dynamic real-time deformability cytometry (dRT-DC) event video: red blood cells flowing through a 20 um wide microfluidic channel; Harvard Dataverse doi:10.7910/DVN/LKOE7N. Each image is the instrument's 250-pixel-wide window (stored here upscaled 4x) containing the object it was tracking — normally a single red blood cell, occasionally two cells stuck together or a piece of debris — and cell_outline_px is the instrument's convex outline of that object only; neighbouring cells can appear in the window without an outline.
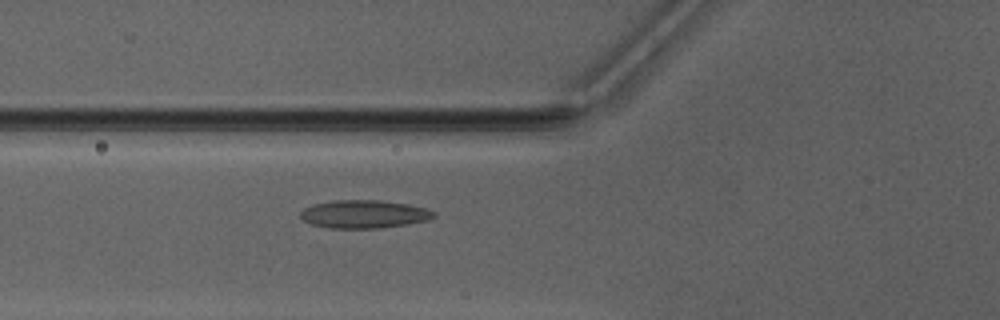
{"species": "Egyptian fruit bat (a non-hibernating species)", "species_latin": "Rousettus aegyptiacus", "temperature_condition": "warm", "stored_images_in_passage": 31, "camera_frame_rate_fps": 3000, "um_per_image_px": 0.085, "animal": {"sex": "male"}, "frame": {"image": 1, "passage_image": 7, "time_ms": 2.0, "image_size_px": [1000, 320], "cell_outline_px": [[436, 216], [428, 220], [408, 224], [380, 228], [328, 228], [312, 224], [304, 220], [300, 216], [300, 212], [304, 208], [312, 204], [332, 200], [380, 200], [408, 204], [428, 208], [436, 212]], "centroid_in_image_um": [30.96, 18.19], "position_along_channel_um": 94.8, "area_um2": 22.02}}
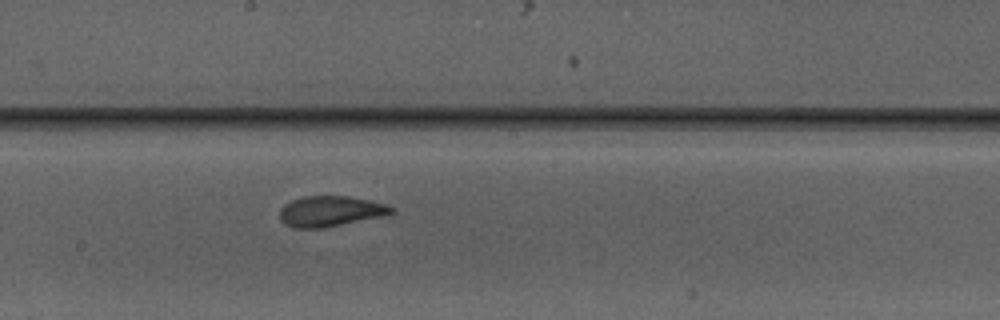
{"frame": {"image": 2, "passage_image": 16, "time_ms": 5.0, "image_size_px": [1000, 320], "cell_outline_px": [[396, 212], [380, 216], [324, 228], [296, 228], [284, 224], [280, 220], [280, 208], [284, 204], [292, 200], [304, 196], [348, 196], [388, 204], [396, 208]], "centroid_in_image_um": [28.08, 17.95], "position_along_channel_um": 220.1, "area_um2": 19.88}}
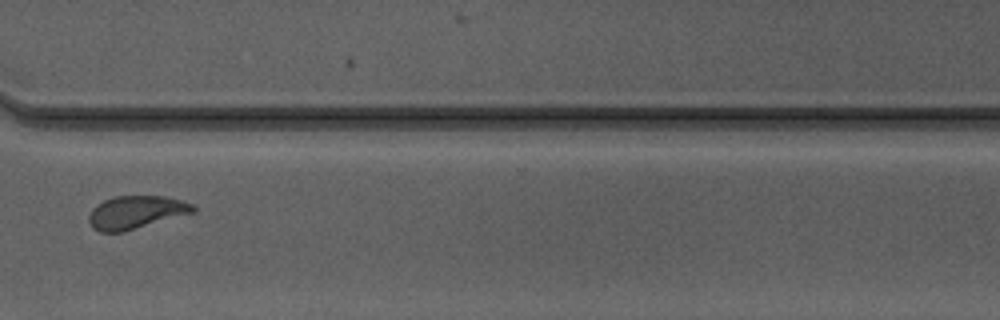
{"frame": {"image": 3, "passage_image": 26, "time_ms": 8.333, "image_size_px": [1000, 320], "cell_outline_px": [[196, 212], [124, 232], [100, 232], [92, 228], [88, 220], [88, 216], [92, 208], [96, 204], [104, 200], [116, 196], [164, 196], [180, 200], [192, 204], [196, 208]], "centroid_in_image_um": [11.54, 18.05], "position_along_channel_um": 359.1, "area_um2": 20.23}, "authors_computed_cell_mechanics": {"area_um2": 20.1722, "velocity_mm_per_s": 4.161, "shape_relaxation_time_tau1_ms": 4.0596, "shape_relaxation_time_tau2_ms": 1.2227, "deformation_change_tau1": 0.141, "deformation_change_tau2": 0.0674}}